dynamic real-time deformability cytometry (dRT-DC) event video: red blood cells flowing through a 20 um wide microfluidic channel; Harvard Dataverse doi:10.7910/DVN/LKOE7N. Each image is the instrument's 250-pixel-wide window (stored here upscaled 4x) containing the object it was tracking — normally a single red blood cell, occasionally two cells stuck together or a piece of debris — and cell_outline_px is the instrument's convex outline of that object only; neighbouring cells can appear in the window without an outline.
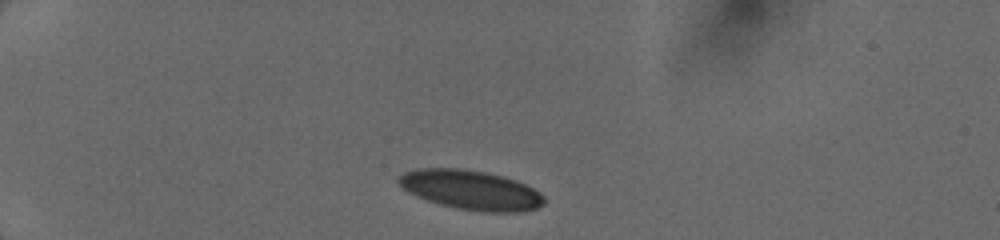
{"species": "human", "species_latin": "Homo sapiens", "temperature_condition": "cold", "stored_images_in_passage": 4, "camera_frame_rate_fps": 3000, "um_per_image_px": 0.085, "donor": {"sex": "female"}, "frame": {"image": 1, "passage_image": 1, "time_ms": 0.0, "image_size_px": [1000, 240], "cell_outline_px": [[544, 204], [536, 208], [524, 212], [484, 212], [456, 208], [440, 204], [416, 196], [408, 192], [396, 180], [404, 172], [416, 168], [464, 168], [504, 176], [516, 180], [540, 192], [544, 196]], "centroid_in_image_um": [40.03, 16.14], "position_along_channel_um": 45.0, "area_um2": 33.52}}
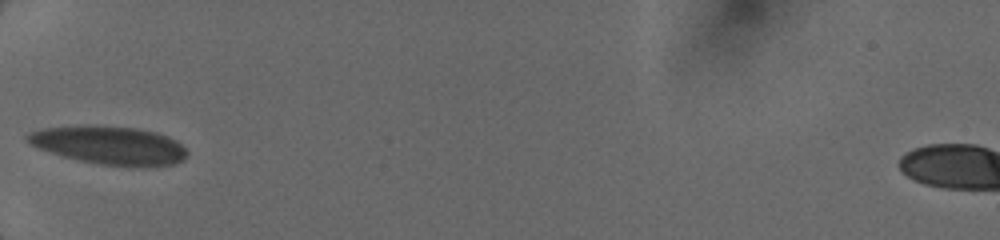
{"frame": {"image": 2, "passage_image": 3, "time_ms": 2.0, "image_size_px": [1000, 240], "cell_outline_px": [[188, 152], [184, 160], [172, 164], [136, 168], [100, 164], [80, 160], [64, 156], [28, 144], [24, 140], [24, 136], [32, 132], [44, 128], [136, 128], [156, 132], [168, 136], [176, 140]], "centroid_in_image_um": [9.37, 12.4], "position_along_channel_um": 75.6, "area_um2": 34.56}}
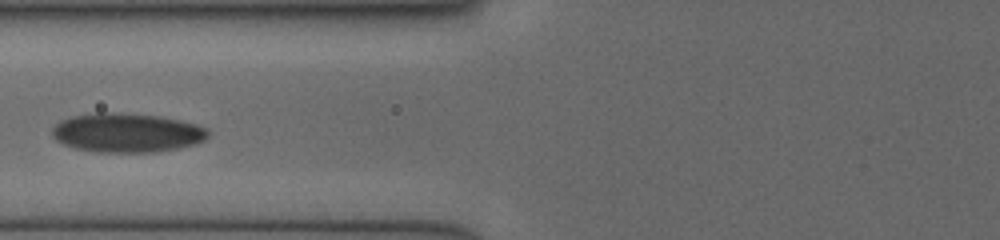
{"frame": {"image": 3, "passage_image": 4, "time_ms": 3.0, "image_size_px": [1000, 240], "cell_outline_px": [[208, 136], [204, 140], [196, 144], [176, 148], [152, 152], [96, 152], [76, 148], [64, 144], [56, 140], [52, 136], [52, 128], [60, 120], [72, 116], [96, 112], [124, 112], [160, 116], [180, 120], [196, 124], [208, 128]], "centroid_in_image_um": [10.78, 11.27], "position_along_channel_um": 115.0, "area_um2": 35.78}}